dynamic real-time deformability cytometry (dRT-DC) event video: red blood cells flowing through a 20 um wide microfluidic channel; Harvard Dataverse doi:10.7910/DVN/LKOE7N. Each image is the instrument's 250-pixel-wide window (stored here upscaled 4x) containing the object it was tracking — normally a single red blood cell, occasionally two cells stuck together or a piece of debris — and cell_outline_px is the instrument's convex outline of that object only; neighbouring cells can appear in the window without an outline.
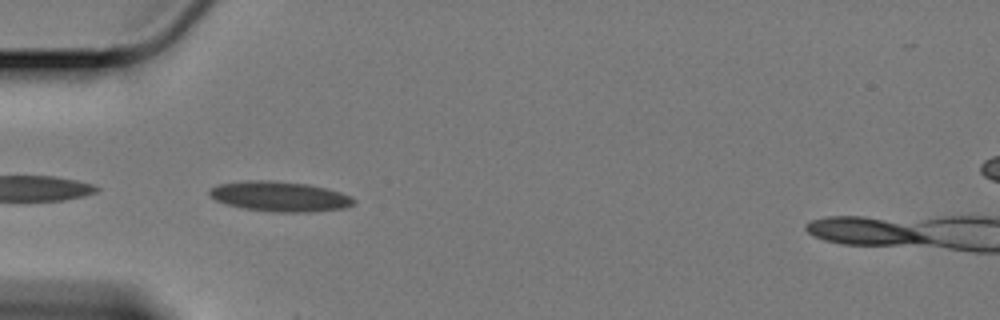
{"species": "Egyptian fruit bat (a non-hibernating species)", "species_latin": "Rousettus aegyptiacus", "temperature_condition": "cold", "stored_images_in_passage": 11, "camera_frame_rate_fps": 3000, "um_per_image_px": 0.085, "animal": {"sex": "female"}, "frame": {"image": 1, "passage_image": 2, "time_ms": 0.333, "image_size_px": [1000, 320], "cell_outline_px": [[356, 200], [352, 204], [344, 208], [308, 212], [272, 212], [244, 208], [228, 204], [216, 200], [208, 192], [212, 188], [220, 184], [248, 180], [272, 180], [308, 184], [328, 188], [352, 196]], "centroid_in_image_um": [23.82, 16.69], "position_along_channel_um": 61.2, "area_um2": 25.14}}
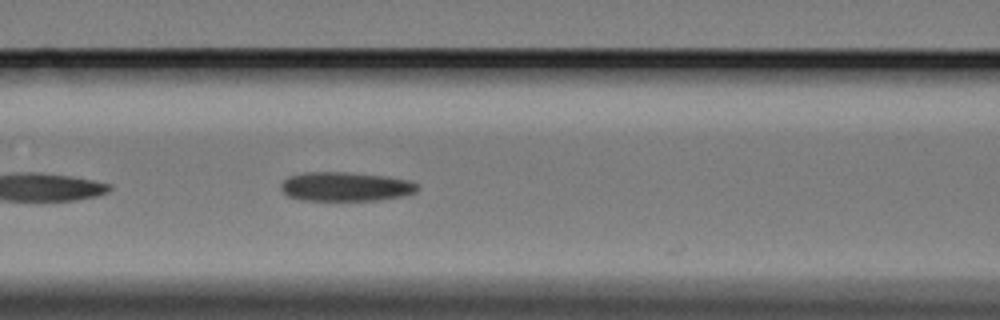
{"frame": {"image": 2, "passage_image": 9, "time_ms": 2.667, "image_size_px": [1000, 320], "cell_outline_px": [[416, 192], [404, 196], [380, 200], [300, 200], [288, 196], [280, 188], [280, 184], [288, 176], [304, 172], [344, 172], [384, 176], [408, 180], [416, 184]], "centroid_in_image_um": [29.33, 15.86], "position_along_channel_um": 137.3, "area_um2": 23.12}}